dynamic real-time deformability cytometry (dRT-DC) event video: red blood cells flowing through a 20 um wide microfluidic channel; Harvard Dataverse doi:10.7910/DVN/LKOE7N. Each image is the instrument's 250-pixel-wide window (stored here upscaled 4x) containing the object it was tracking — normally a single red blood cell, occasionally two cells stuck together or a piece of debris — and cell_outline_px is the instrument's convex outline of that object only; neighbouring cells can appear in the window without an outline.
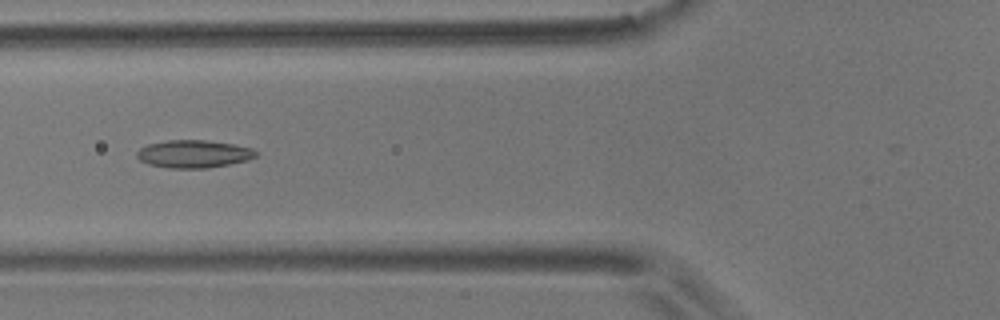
{"species": "common noctule bat (a hibernating species)", "species_latin": "Nyctalus noctula", "temperature_condition": "room temperature", "stored_images_in_passage": 12, "camera_frame_rate_fps": 3000, "um_per_image_px": 0.085, "animal": {"sex": "male", "body_mass_g": 17.9}, "frame": {"image": 1, "passage_image": 5, "time_ms": 1.333, "image_size_px": [1000, 320], "cell_outline_px": [[256, 156], [248, 160], [228, 164], [204, 168], [168, 168], [148, 164], [140, 160], [136, 156], [136, 152], [140, 148], [148, 144], [168, 140], [204, 140], [232, 144], [252, 148], [256, 152]], "centroid_in_image_um": [16.42, 13.08], "position_along_channel_um": 109.4, "area_um2": 19.07}}
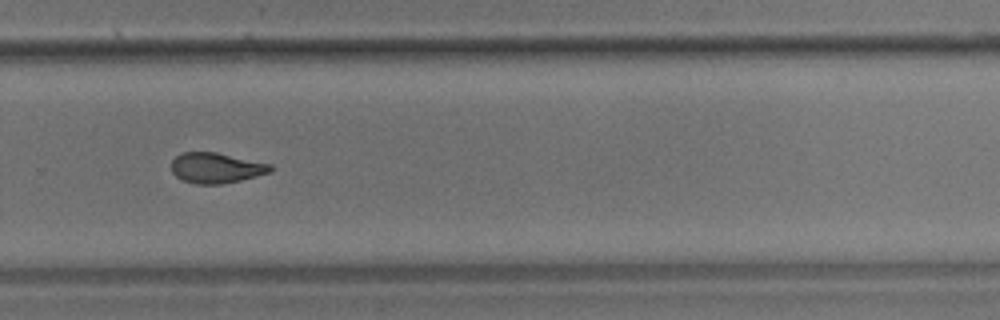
{"frame": {"image": 2, "passage_image": 10, "time_ms": 3.0, "image_size_px": [1000, 320], "cell_outline_px": [[272, 172], [224, 184], [196, 184], [180, 180], [172, 172], [172, 160], [180, 152], [216, 152], [272, 164]], "centroid_in_image_um": [18.36, 14.27], "position_along_channel_um": 311.4, "area_um2": 17.69}}
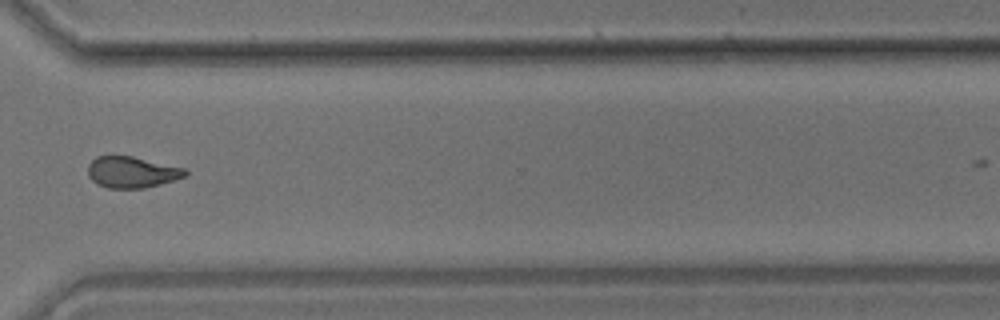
{"frame": {"image": 3, "passage_image": 11, "time_ms": 3.333, "image_size_px": [1000, 320], "cell_outline_px": [[188, 176], [160, 184], [144, 188], [108, 188], [96, 184], [88, 176], [88, 164], [96, 156], [132, 156], [184, 168], [188, 172]], "centroid_in_image_um": [11.2, 14.64], "position_along_channel_um": 359.4, "area_um2": 17.74}}